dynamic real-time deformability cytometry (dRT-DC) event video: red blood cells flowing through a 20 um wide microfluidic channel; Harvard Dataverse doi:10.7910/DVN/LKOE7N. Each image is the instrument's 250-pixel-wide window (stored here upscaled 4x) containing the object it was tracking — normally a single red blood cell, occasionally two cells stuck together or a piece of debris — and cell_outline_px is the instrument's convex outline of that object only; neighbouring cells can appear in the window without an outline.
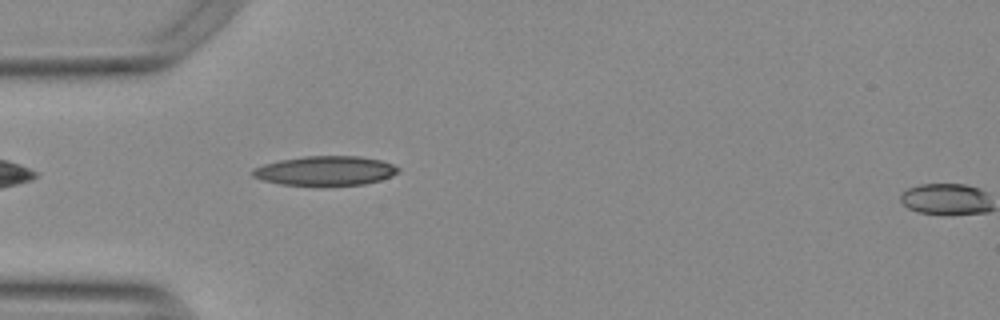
{"species": "Egyptian fruit bat (a non-hibernating species)", "species_latin": "Rousettus aegyptiacus", "temperature_condition": "warm", "stored_images_in_passage": 4, "camera_frame_rate_fps": 3000, "um_per_image_px": 0.085, "animal": {"sex": "female"}, "frame": {"image": 1, "passage_image": 3, "time_ms": 0.667, "image_size_px": [1000, 320], "cell_outline_px": [[400, 172], [392, 176], [380, 180], [364, 184], [280, 184], [264, 180], [252, 176], [252, 168], [264, 164], [280, 160], [304, 156], [360, 156], [380, 160], [392, 164], [400, 168]], "centroid_in_image_um": [27.68, 14.49], "position_along_channel_um": 57.3, "area_um2": 24.57}}